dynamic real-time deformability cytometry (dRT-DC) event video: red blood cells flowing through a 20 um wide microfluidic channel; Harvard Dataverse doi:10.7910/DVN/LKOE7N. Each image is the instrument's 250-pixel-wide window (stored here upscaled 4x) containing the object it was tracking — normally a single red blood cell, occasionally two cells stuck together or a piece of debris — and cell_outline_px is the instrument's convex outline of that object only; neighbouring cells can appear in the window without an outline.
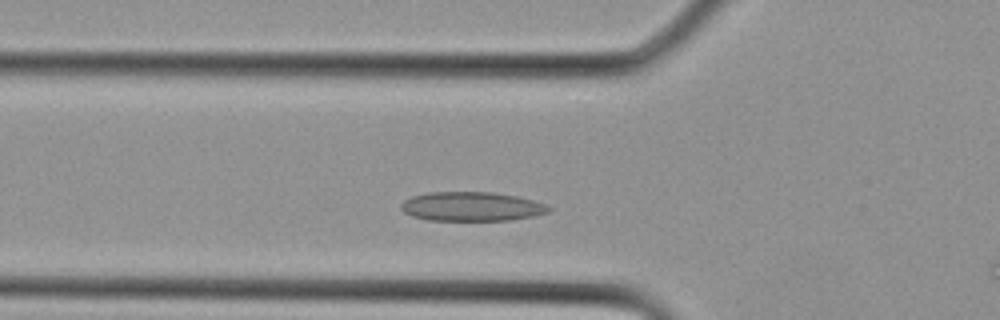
{"species": "Egyptian fruit bat (a non-hibernating species)", "species_latin": "Rousettus aegyptiacus", "temperature_condition": "cold", "stored_images_in_passage": 9, "camera_frame_rate_fps": 3000, "um_per_image_px": 0.085, "animal": {"sex": "female"}, "frame": {"image": 1, "passage_image": 3, "time_ms": 0.667, "image_size_px": [1000, 320], "cell_outline_px": [[552, 208], [548, 212], [532, 216], [508, 220], [428, 220], [412, 216], [404, 212], [400, 208], [400, 204], [404, 200], [412, 196], [428, 192], [492, 192], [516, 196], [532, 200], [544, 204]], "centroid_in_image_um": [40.04, 17.55], "position_along_channel_um": 85.8, "area_um2": 24.97}}
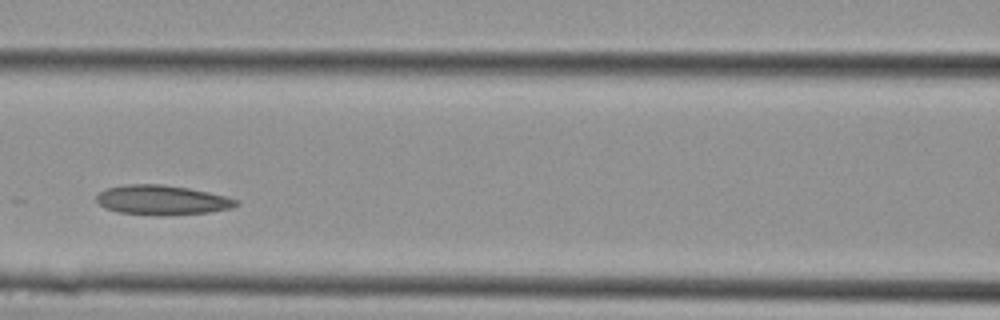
{"frame": {"image": 2, "passage_image": 6, "time_ms": 1.667, "image_size_px": [1000, 320], "cell_outline_px": [[240, 204], [232, 208], [212, 212], [168, 216], [160, 216], [116, 212], [104, 208], [96, 200], [96, 196], [100, 192], [108, 188], [124, 184], [164, 184], [188, 188], [228, 196], [240, 200]], "centroid_in_image_um": [13.82, 17.01], "position_along_channel_um": 152.8, "area_um2": 24.62}}
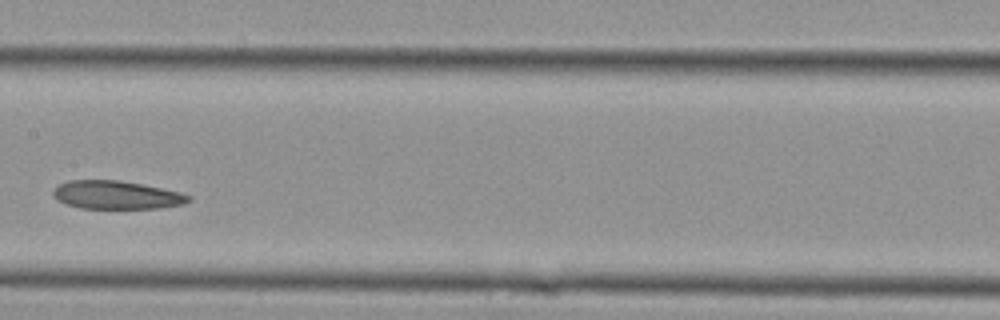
{"frame": {"image": 3, "passage_image": 8, "time_ms": 2.333, "image_size_px": [1000, 320], "cell_outline_px": [[192, 200], [180, 204], [160, 208], [80, 208], [64, 204], [56, 200], [52, 196], [52, 192], [60, 184], [68, 180], [120, 180], [180, 192], [192, 196]], "centroid_in_image_um": [9.86, 16.57], "position_along_channel_um": 197.5, "area_um2": 22.25}}